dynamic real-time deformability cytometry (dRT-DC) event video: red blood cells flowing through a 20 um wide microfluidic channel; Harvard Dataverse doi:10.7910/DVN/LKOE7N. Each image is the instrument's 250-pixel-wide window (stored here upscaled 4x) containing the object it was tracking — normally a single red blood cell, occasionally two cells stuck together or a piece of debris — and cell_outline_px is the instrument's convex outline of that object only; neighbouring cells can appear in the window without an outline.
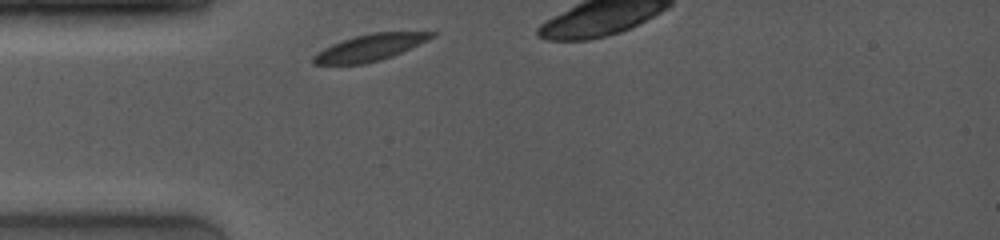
{"species": "common noctule bat (a hibernating species)", "species_latin": "Nyctalus noctula", "temperature_condition": "room temperature", "stored_images_in_passage": 7, "camera_frame_rate_fps": 4000, "um_per_image_px": 0.085, "animal": {"sex": "female", "body_mass_g": 19.0, "forearm_length_mm": 53.3}, "frame": {"image": 1, "passage_image": 1, "time_ms": 0.0, "image_size_px": [1000, 240], "cell_outline_px": [[436, 36], [392, 56], [380, 60], [364, 64], [312, 64], [312, 56], [324, 48], [332, 44], [356, 36], [372, 32], [436, 32]], "centroid_in_image_um": [31.43, 4.04], "position_along_channel_um": 53.6, "area_um2": 18.03}}
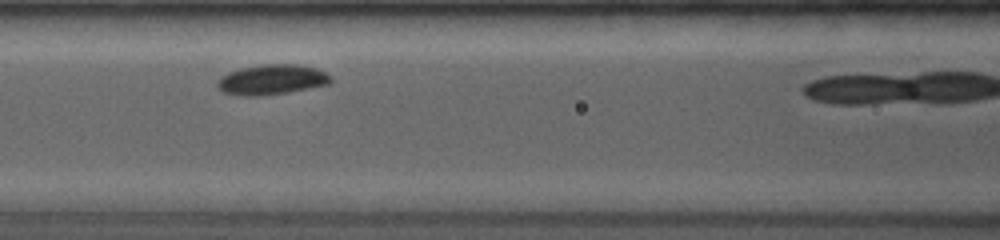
{"frame": {"image": 2, "passage_image": 4, "time_ms": 2.5, "image_size_px": [1000, 240], "cell_outline_px": [[332, 80], [328, 84], [288, 92], [260, 96], [240, 96], [224, 92], [216, 84], [216, 80], [220, 76], [228, 72], [240, 68], [264, 64], [296, 64], [316, 68], [324, 72]], "centroid_in_image_um": [23.04, 6.77], "position_along_channel_um": 143.6, "area_um2": 19.83}}